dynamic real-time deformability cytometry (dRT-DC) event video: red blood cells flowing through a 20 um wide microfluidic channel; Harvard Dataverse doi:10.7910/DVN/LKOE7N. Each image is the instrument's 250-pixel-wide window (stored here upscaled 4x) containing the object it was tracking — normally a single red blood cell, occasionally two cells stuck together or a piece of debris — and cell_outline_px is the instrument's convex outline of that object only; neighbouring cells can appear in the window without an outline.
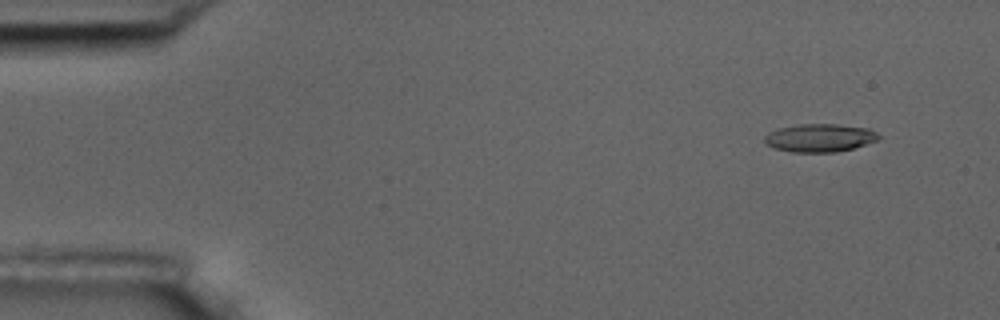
{"species": "common noctule bat (a hibernating species)", "species_latin": "Nyctalus noctula", "temperature_condition": "room temperature", "stored_images_in_passage": 6, "camera_frame_rate_fps": 3000, "um_per_image_px": 0.085, "animal": {"sex": "male", "body_mass_g": 17.5, "forearm_length_mm": 52.3}, "frame": {"image": 1, "passage_image": 2, "time_ms": 1.333, "image_size_px": [1000, 320], "cell_outline_px": [[880, 136], [876, 140], [852, 148], [836, 152], [792, 152], [772, 148], [764, 144], [764, 136], [780, 128], [800, 124], [836, 124], [872, 128]], "centroid_in_image_um": [69.66, 11.72], "position_along_channel_um": 15.3, "area_um2": 18.61}}
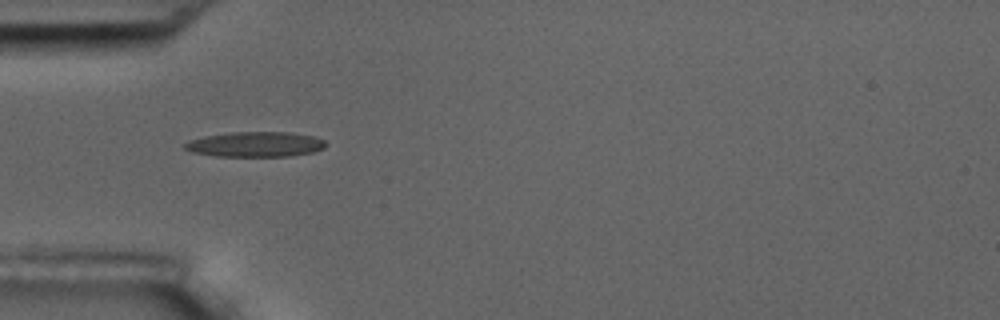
{"frame": {"image": 2, "passage_image": 6, "time_ms": 5.667, "image_size_px": [1000, 320], "cell_outline_px": [[328, 144], [324, 148], [312, 152], [288, 156], [216, 156], [192, 152], [184, 148], [184, 144], [188, 140], [204, 136], [232, 132], [288, 132], [312, 136], [324, 140]], "centroid_in_image_um": [21.69, 12.26], "position_along_channel_um": 63.3, "area_um2": 20.58}}